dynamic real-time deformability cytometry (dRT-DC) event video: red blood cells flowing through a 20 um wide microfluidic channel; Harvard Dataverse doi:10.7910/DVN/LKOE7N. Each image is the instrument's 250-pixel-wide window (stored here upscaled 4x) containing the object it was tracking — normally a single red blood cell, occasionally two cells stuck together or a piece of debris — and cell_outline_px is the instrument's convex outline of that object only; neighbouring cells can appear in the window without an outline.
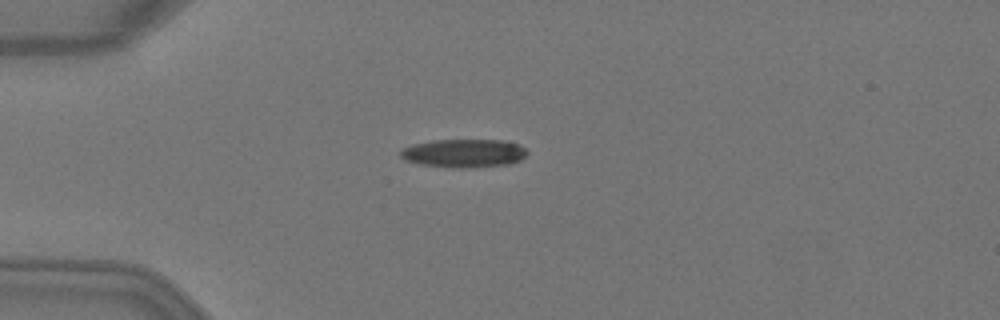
{"species": "Egyptian fruit bat (a non-hibernating species)", "species_latin": "Rousettus aegyptiacus", "temperature_condition": "warm", "stored_images_in_passage": 5, "camera_frame_rate_fps": 3000, "um_per_image_px": 0.085, "animal": {"sex": "female"}, "frame": {"image": 1, "passage_image": 4, "time_ms": 1.0, "image_size_px": [1000, 320], "cell_outline_px": [[528, 152], [520, 160], [508, 164], [464, 168], [460, 168], [420, 164], [408, 160], [400, 156], [400, 152], [404, 148], [412, 144], [432, 140], [504, 140], [516, 144], [524, 148]], "centroid_in_image_um": [39.43, 13.01], "position_along_channel_um": 45.6, "area_um2": 20.63}}